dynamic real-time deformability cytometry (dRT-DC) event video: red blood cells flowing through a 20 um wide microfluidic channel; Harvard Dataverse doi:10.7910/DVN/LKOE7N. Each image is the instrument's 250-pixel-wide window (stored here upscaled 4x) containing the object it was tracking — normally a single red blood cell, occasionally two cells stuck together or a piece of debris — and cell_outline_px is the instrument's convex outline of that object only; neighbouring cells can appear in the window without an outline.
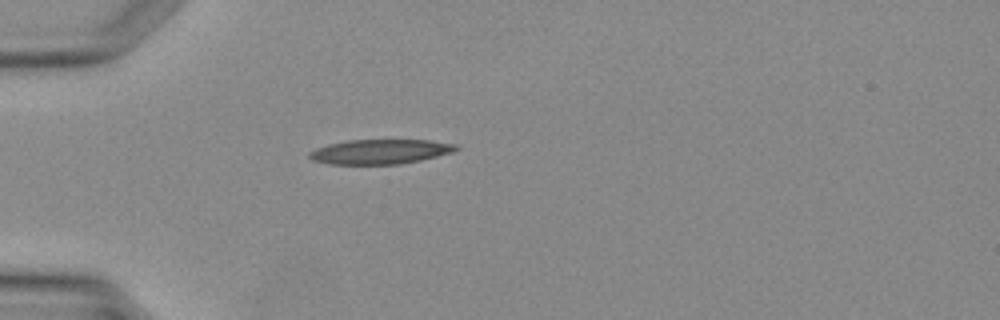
{"species": "Egyptian fruit bat (a non-hibernating species)", "species_latin": "Rousettus aegyptiacus", "temperature_condition": "warm", "stored_images_in_passage": 29, "camera_frame_rate_fps": 3000, "um_per_image_px": 0.085, "animal": {"sex": "female"}, "frame": {"image": 1, "passage_image": 1, "time_ms": 0.0, "image_size_px": [1000, 320], "cell_outline_px": [[460, 148], [452, 152], [420, 160], [400, 164], [328, 164], [312, 160], [308, 156], [308, 152], [316, 148], [328, 144], [348, 140], [432, 140], [456, 144]], "centroid_in_image_um": [32.29, 12.89], "position_along_channel_um": 52.7, "area_um2": 21.1}}
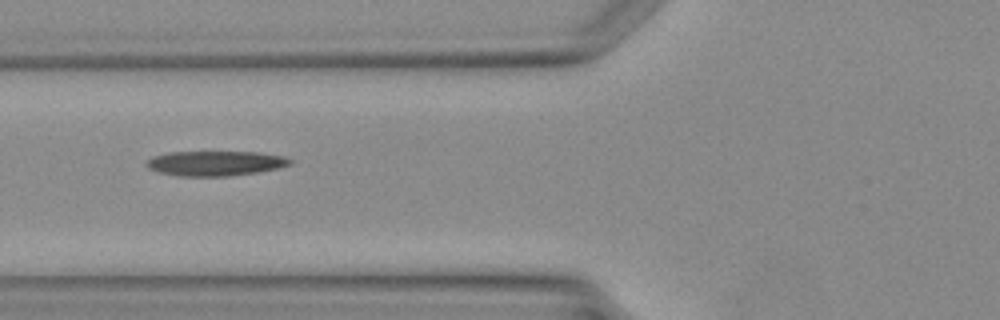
{"frame": {"image": 2, "passage_image": 5, "time_ms": 1.333, "image_size_px": [1000, 320], "cell_outline_px": [[292, 164], [276, 168], [256, 172], [228, 176], [176, 176], [156, 172], [148, 168], [144, 164], [144, 160], [152, 156], [168, 152], [260, 152], [284, 156], [292, 160]], "centroid_in_image_um": [18.22, 13.88], "position_along_channel_um": 107.6, "area_um2": 21.04}}